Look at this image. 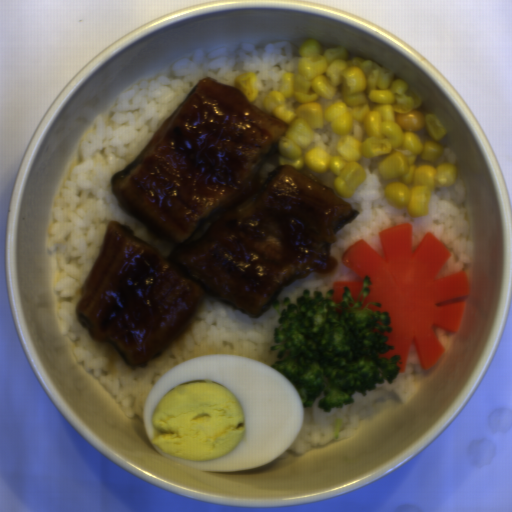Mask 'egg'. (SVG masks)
Here are the masks:
<instances>
[{
	"instance_id": "d2b9013d",
	"label": "egg",
	"mask_w": 512,
	"mask_h": 512,
	"mask_svg": "<svg viewBox=\"0 0 512 512\" xmlns=\"http://www.w3.org/2000/svg\"><path fill=\"white\" fill-rule=\"evenodd\" d=\"M267 363L208 354L167 371L144 403L145 433L161 458L208 472L271 463L298 437L300 392Z\"/></svg>"
}]
</instances>
